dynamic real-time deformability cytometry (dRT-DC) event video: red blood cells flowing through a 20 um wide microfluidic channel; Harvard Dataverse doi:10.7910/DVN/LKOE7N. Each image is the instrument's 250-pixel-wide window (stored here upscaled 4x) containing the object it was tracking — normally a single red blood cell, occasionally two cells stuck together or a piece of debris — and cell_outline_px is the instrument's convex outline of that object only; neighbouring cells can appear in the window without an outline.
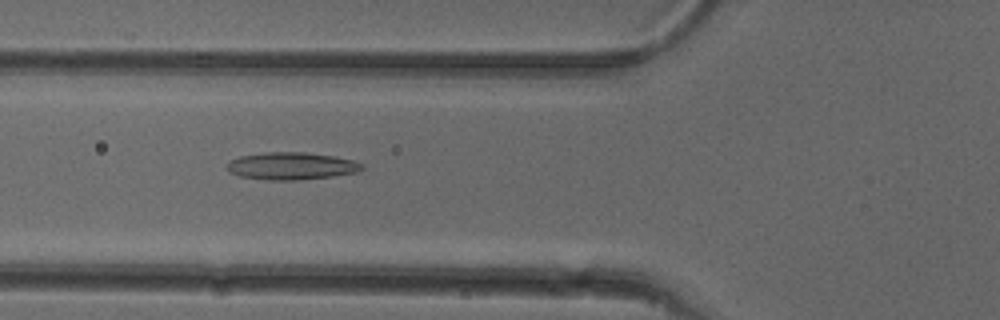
{"species": "common noctule bat (a hibernating species)", "species_latin": "Nyctalus noctula", "temperature_condition": "cold", "stored_images_in_passage": 52, "camera_frame_rate_fps": 3000, "um_per_image_px": 0.085, "animal": {"sex": "female"}, "frame": {"image": 1, "passage_image": 19, "time_ms": 6.0, "image_size_px": [1000, 320], "cell_outline_px": [[364, 168], [356, 172], [332, 176], [300, 180], [268, 180], [240, 176], [228, 172], [228, 160], [240, 156], [264, 152], [304, 152], [336, 156], [352, 160], [364, 164]], "centroid_in_image_um": [24.76, 14.1], "position_along_channel_um": 101.0, "area_um2": 21.62}}
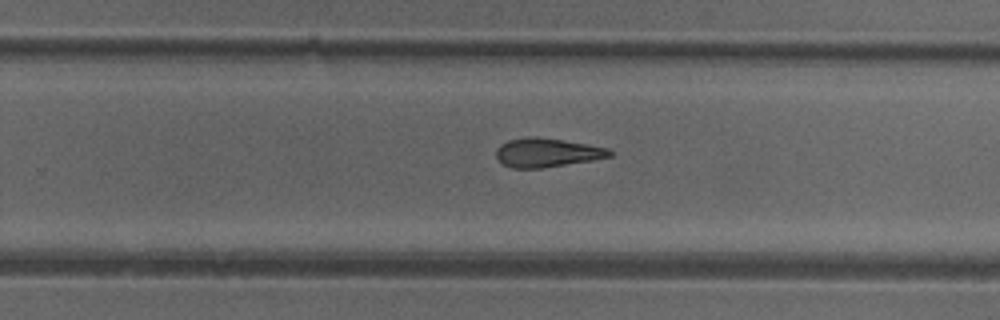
{"frame": {"image": 2, "passage_image": 33, "time_ms": 10.667, "image_size_px": [1000, 320], "cell_outline_px": [[612, 156], [592, 160], [540, 168], [512, 168], [496, 160], [496, 148], [500, 144], [508, 140], [528, 136], [536, 136], [564, 140], [588, 144], [608, 148], [612, 152]], "centroid_in_image_um": [46.45, 12.96], "position_along_channel_um": 283.3, "area_um2": 19.19}}
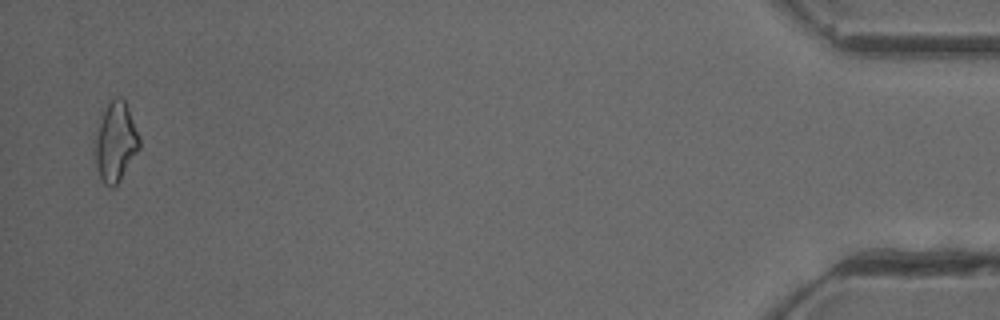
{"frame": {"image": 3, "passage_image": 51, "time_ms": 16.667, "image_size_px": [1000, 320], "cell_outline_px": [[140, 148], [120, 180], [112, 188], [108, 188], [104, 184], [100, 176], [96, 164], [92, 148], [92, 140], [104, 108], [116, 96], [120, 96], [124, 100], [128, 108], [140, 140]], "centroid_in_image_um": [9.77, 12.08], "position_along_channel_um": 425.4, "area_um2": 20.81}, "authors_computed_cell_mechanics": {"area_um2": 20.0277, "velocity_mm_per_s": 3.9005, "shape_relaxation_time_tau1_ms": null, "shape_relaxation_time_tau2_ms": 5.6433, "deformation_change_tau1": null, "deformation_change_tau2": 0.165}}